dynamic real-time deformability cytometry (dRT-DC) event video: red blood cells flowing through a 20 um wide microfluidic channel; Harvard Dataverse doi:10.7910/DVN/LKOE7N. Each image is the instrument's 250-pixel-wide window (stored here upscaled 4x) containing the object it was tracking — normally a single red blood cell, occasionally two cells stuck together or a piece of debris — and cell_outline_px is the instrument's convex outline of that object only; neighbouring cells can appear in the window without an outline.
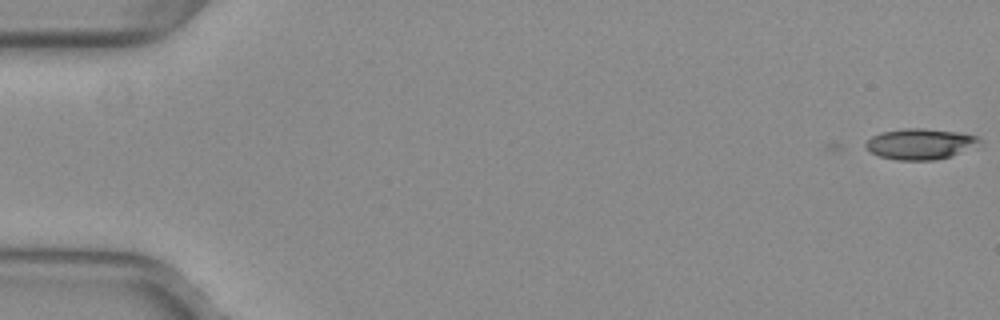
{"species": "common noctule bat (a hibernating species)", "species_latin": "Nyctalus noctula", "temperature_condition": "warm", "stored_images_in_passage": 10, "camera_frame_rate_fps": 3000, "um_per_image_px": 0.085, "animal": {"sex": "female", "body_mass_g": 29.2, "forearm_length_mm": 56.3}, "frame": {"image": 1, "passage_image": 10, "time_ms": 3.0, "image_size_px": [1000, 320], "cell_outline_px": [[980, 140], [948, 156], [932, 160], [896, 160], [880, 156], [872, 152], [864, 144], [872, 136], [880, 132], [904, 128], [924, 128], [960, 132], [980, 136]], "centroid_in_image_um": [78.12, 12.2], "position_along_channel_um": 6.9, "area_um2": 19.77}}